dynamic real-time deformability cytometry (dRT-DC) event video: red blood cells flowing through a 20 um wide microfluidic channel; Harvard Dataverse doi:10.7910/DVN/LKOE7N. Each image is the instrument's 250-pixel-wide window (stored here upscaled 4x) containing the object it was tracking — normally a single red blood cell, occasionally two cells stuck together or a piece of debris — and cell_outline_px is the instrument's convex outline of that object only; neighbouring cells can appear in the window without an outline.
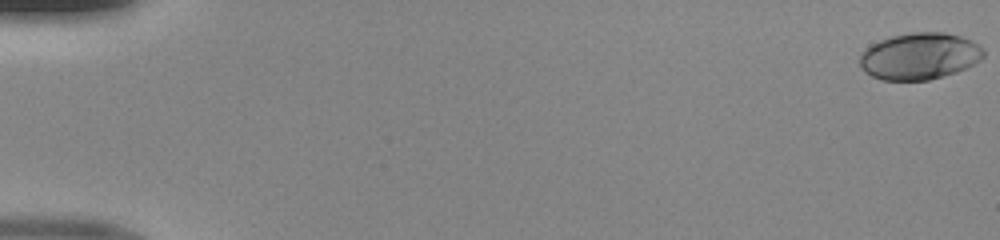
{"species": "human", "species_latin": "Homo sapiens", "temperature_condition": "room temperature", "stored_images_in_passage": 50, "camera_frame_rate_fps": 3000, "um_per_image_px": 0.085, "donor": {"sex": "male"}, "frame": {"image": 1, "passage_image": 1, "time_ms": 0.0, "image_size_px": [1000, 240], "cell_outline_px": [[984, 56], [980, 60], [956, 72], [928, 80], [880, 80], [864, 72], [860, 68], [860, 56], [872, 44], [880, 40], [892, 36], [908, 32], [944, 32], [960, 36], [972, 40], [984, 48]], "centroid_in_image_um": [78.16, 4.77], "position_along_channel_um": 6.8, "area_um2": 33.7}}
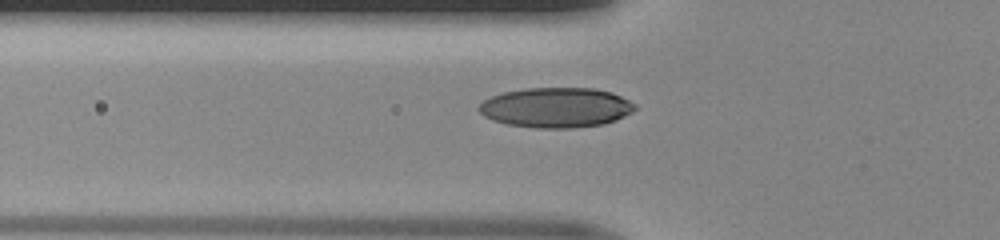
{"frame": {"image": 2, "passage_image": 19, "time_ms": 6.0, "image_size_px": [1000, 240], "cell_outline_px": [[636, 108], [632, 112], [616, 120], [604, 124], [572, 128], [536, 128], [508, 124], [492, 120], [484, 116], [476, 108], [484, 100], [492, 96], [504, 92], [524, 88], [596, 88], [612, 92], [636, 104]], "centroid_in_image_um": [47.27, 9.14], "position_along_channel_um": 78.5, "area_um2": 36.47}}
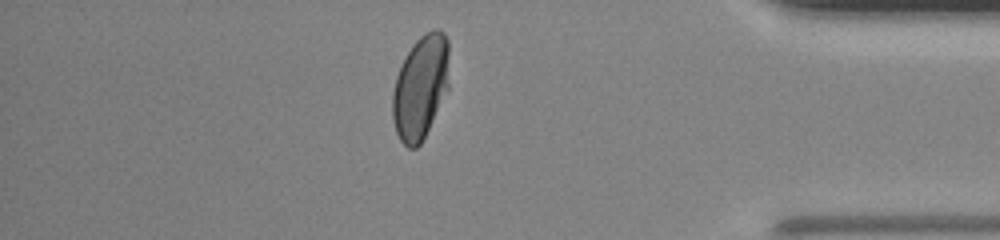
{"frame": {"image": 3, "passage_image": 44, "time_ms": 14.333, "image_size_px": [1000, 240], "cell_outline_px": [[448, 88], [420, 144], [416, 148], [408, 148], [400, 140], [396, 132], [392, 116], [392, 92], [396, 76], [408, 52], [416, 40], [424, 32], [432, 28], [436, 28], [444, 32], [448, 40]], "centroid_in_image_um": [35.73, 7.38], "position_along_channel_um": 399.5, "area_um2": 34.04}}